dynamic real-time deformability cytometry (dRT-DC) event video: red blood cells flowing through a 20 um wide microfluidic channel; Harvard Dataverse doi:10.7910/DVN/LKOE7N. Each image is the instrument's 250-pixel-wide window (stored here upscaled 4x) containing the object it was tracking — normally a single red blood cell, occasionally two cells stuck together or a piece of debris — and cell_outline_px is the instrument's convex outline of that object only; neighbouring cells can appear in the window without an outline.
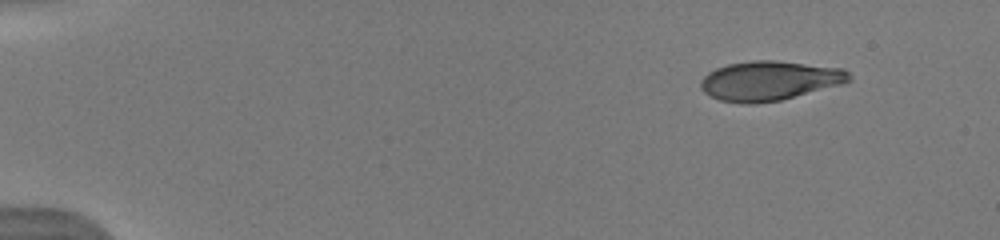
{"species": "human", "species_latin": "Homo sapiens", "temperature_condition": "warm", "stored_images_in_passage": 21, "camera_frame_rate_fps": 3000, "um_per_image_px": 0.085, "donor": {"sex": "male"}, "frame": {"image": 1, "passage_image": 1, "time_ms": 0.0, "image_size_px": [1000, 240], "cell_outline_px": [[852, 80], [844, 84], [780, 100], [756, 104], [744, 104], [720, 100], [704, 92], [700, 88], [700, 80], [708, 72], [716, 68], [728, 64], [752, 60], [776, 60], [844, 68], [852, 76]], "centroid_in_image_um": [65.43, 6.86], "position_along_channel_um": 19.6, "area_um2": 34.45}}
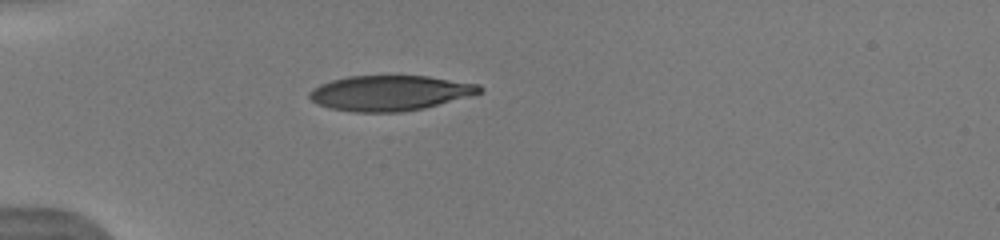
{"frame": {"image": 2, "passage_image": 4, "time_ms": 3.333, "image_size_px": [1000, 240], "cell_outline_px": [[484, 92], [424, 108], [400, 112], [352, 112], [328, 108], [316, 104], [308, 96], [308, 92], [312, 88], [320, 84], [332, 80], [348, 76], [428, 76], [480, 84], [484, 88]], "centroid_in_image_um": [33.13, 7.91], "position_along_channel_um": 51.9, "area_um2": 35.14}, "authors_computed_cell_mechanics": {"area_um2": 37.1076, "velocity_mm_per_s": 4.1086, "shape_relaxation_time_tau1_ms": 4.4189, "shape_relaxation_time_tau2_ms": null, "deformation_change_tau1": 0.215, "deformation_change_tau2": null}}